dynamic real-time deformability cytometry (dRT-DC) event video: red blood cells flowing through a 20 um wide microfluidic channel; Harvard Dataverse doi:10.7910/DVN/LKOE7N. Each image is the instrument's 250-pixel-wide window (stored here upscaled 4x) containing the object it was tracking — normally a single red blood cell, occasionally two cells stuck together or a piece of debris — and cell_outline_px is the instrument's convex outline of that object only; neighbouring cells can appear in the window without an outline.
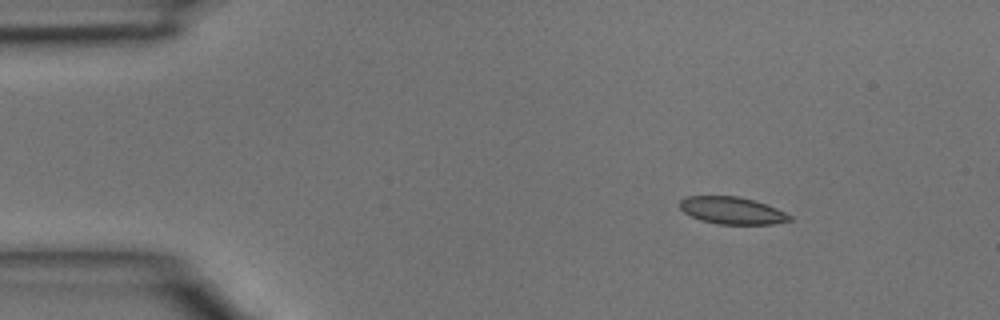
{"species": "common noctule bat (a hibernating species)", "species_latin": "Nyctalus noctula", "temperature_condition": "room temperature", "stored_images_in_passage": 3, "camera_frame_rate_fps": 3000, "um_per_image_px": 0.085, "animal": {"sex": "male", "body_mass_g": 15.6}, "frame": {"image": 1, "passage_image": 1, "time_ms": 0.0, "image_size_px": [1000, 320], "cell_outline_px": [[792, 220], [772, 224], [716, 224], [700, 220], [684, 212], [680, 208], [680, 200], [684, 196], [736, 196], [752, 200], [776, 208], [792, 216]], "centroid_in_image_um": [62.19, 17.9], "position_along_channel_um": 22.8, "area_um2": 17.28}}
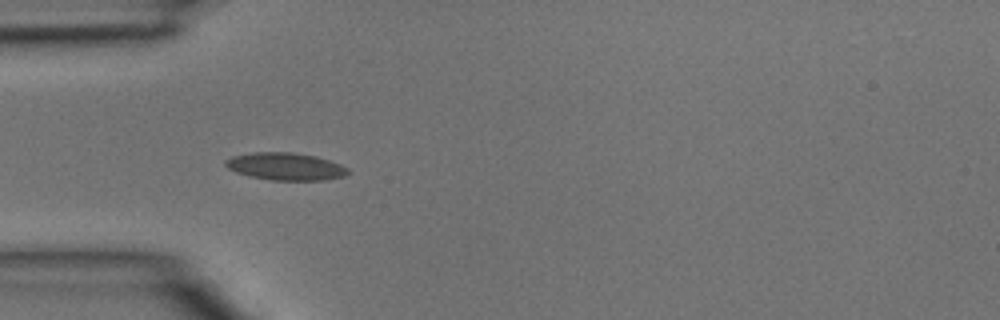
{"frame": {"image": 2, "passage_image": 3, "time_ms": 0.667, "image_size_px": [1000, 320], "cell_outline_px": [[352, 172], [344, 176], [324, 180], [272, 180], [248, 176], [236, 172], [228, 168], [224, 164], [224, 160], [232, 156], [252, 152], [292, 152], [316, 156], [340, 164], [348, 168]], "centroid_in_image_um": [24.26, 14.14], "position_along_channel_um": 60.7, "area_um2": 19.71}}